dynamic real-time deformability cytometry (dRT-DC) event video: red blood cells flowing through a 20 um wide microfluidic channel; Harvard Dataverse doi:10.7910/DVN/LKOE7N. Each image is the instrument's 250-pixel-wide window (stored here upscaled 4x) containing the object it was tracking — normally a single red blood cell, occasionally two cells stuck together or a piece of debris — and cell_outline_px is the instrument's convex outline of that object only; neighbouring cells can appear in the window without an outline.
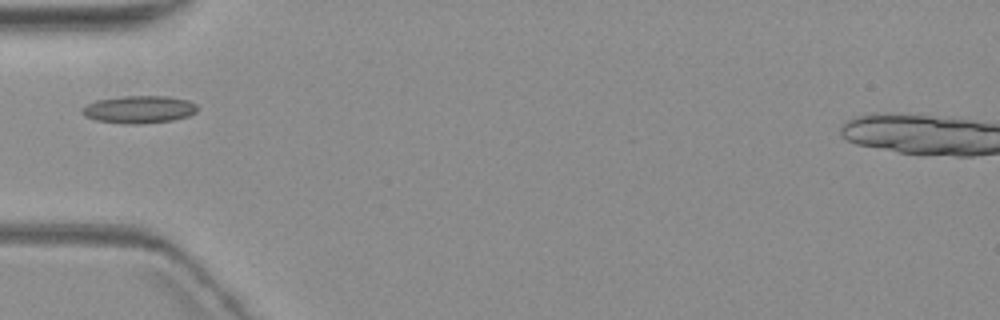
{"species": "common noctule bat (a hibernating species)", "species_latin": "Nyctalus noctula", "temperature_condition": "warm", "stored_images_in_passage": 2, "camera_frame_rate_fps": 3000, "um_per_image_px": 0.085, "animal": {"sex": "female", "body_mass_g": 19.3, "forearm_length_mm": 54.1}, "frame": {"image": 1, "passage_image": 1, "time_ms": 0.0, "image_size_px": [1000, 320], "cell_outline_px": [[196, 112], [188, 116], [172, 120], [144, 124], [124, 124], [96, 120], [84, 116], [80, 112], [88, 104], [96, 100], [124, 96], [164, 96], [188, 100], [196, 104]], "centroid_in_image_um": [11.81, 9.31], "position_along_channel_um": 73.2, "area_um2": 18.44}}
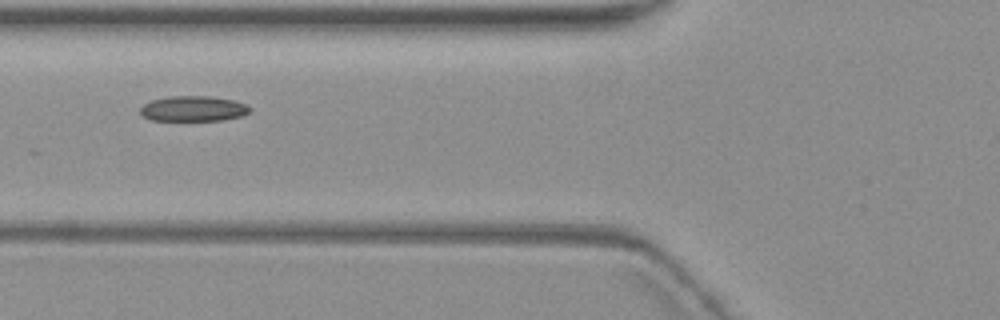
{"frame": {"image": 2, "passage_image": 2, "time_ms": 1.0, "image_size_px": [1000, 320], "cell_outline_px": [[252, 108], [248, 112], [240, 116], [224, 120], [152, 120], [144, 116], [140, 112], [140, 108], [144, 104], [152, 100], [168, 96], [212, 96], [232, 100], [244, 104]], "centroid_in_image_um": [16.42, 9.23], "position_along_channel_um": 109.4, "area_um2": 16.01}}